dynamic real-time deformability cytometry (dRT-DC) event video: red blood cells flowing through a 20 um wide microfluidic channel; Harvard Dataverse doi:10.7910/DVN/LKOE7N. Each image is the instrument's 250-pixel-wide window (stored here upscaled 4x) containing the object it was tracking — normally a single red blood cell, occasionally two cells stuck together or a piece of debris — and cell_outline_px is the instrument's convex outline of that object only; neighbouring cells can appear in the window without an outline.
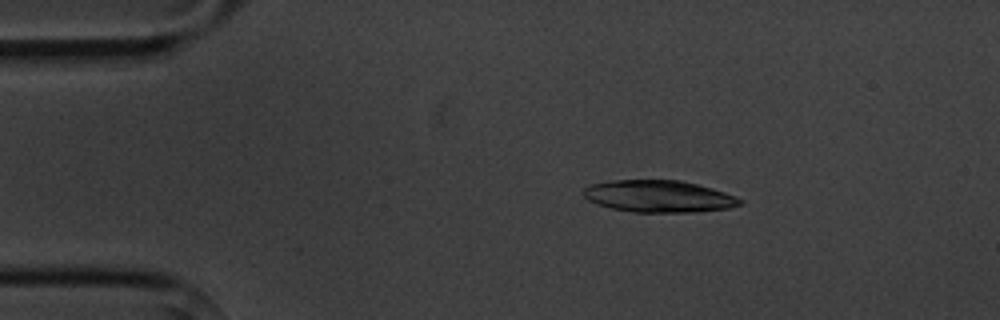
{"species": "common noctule bat (a hibernating species)", "species_latin": "Nyctalus noctula", "temperature_condition": "cold", "stored_images_in_passage": 7, "camera_frame_rate_fps": 3000, "um_per_image_px": 0.085, "animal": {"sex": "male", "body_mass_g": 20.1, "forearm_length_mm": 53.5}, "frame": {"image": 1, "passage_image": 3, "time_ms": 2.333, "image_size_px": [1000, 320], "cell_outline_px": [[744, 204], [728, 208], [692, 212], [632, 212], [612, 208], [596, 204], [588, 200], [584, 196], [584, 188], [588, 184], [616, 180], [680, 180], [712, 188], [736, 196], [744, 200]], "centroid_in_image_um": [56.0, 16.68], "position_along_channel_um": 29.0, "area_um2": 29.19}}